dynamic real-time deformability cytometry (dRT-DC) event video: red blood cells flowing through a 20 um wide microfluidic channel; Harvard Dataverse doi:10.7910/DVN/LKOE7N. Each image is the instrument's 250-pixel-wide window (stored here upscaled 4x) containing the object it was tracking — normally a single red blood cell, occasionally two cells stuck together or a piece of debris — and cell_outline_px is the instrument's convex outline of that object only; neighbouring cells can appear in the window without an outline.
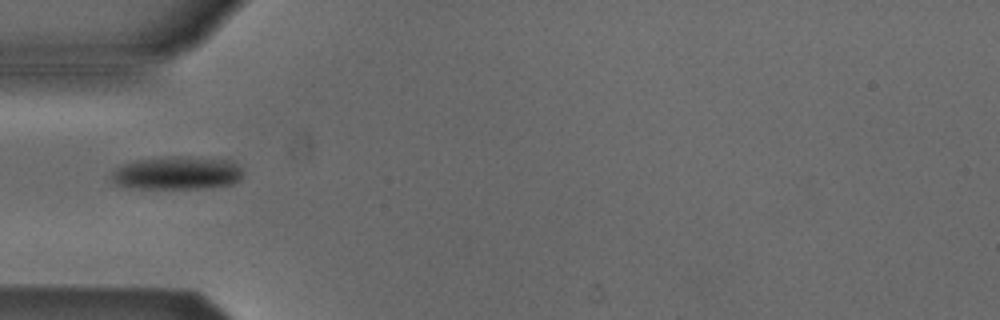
{"species": "Egyptian fruit bat (a non-hibernating species)", "species_latin": "Rousettus aegyptiacus", "temperature_condition": "cold", "stored_images_in_passage": 5, "camera_frame_rate_fps": 3000, "um_per_image_px": 0.085, "animal": {"sex": "male"}, "frame": {"image": 1, "passage_image": 2, "time_ms": 1.333, "image_size_px": [1000, 320], "cell_outline_px": [[240, 180], [232, 184], [204, 188], [140, 188], [112, 184], [108, 180], [108, 176], [116, 168], [124, 164], [136, 160], [176, 156], [180, 156], [228, 160], [236, 164], [240, 168]], "centroid_in_image_um": [14.97, 14.71], "position_along_channel_um": 70.0, "area_um2": 25.26}}
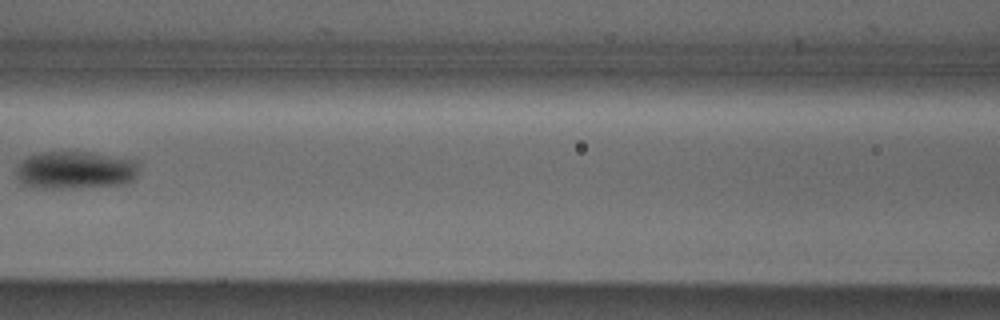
{"frame": {"image": 2, "passage_image": 4, "time_ms": 3.667, "image_size_px": [1000, 320], "cell_outline_px": [[140, 160], [136, 176], [128, 184], [76, 188], [40, 188], [24, 184], [16, 176], [16, 164], [20, 160], [28, 156], [40, 152], [92, 152]], "centroid_in_image_um": [6.43, 14.45], "position_along_channel_um": 160.2, "area_um2": 27.57}}
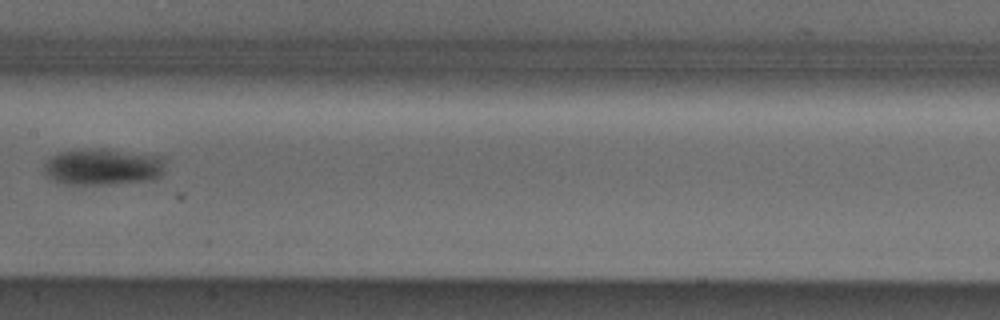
{"frame": {"image": 3, "passage_image": 5, "time_ms": 4.667, "image_size_px": [1000, 320], "cell_outline_px": [[164, 172], [160, 176], [152, 180], [104, 184], [64, 184], [52, 180], [44, 172], [44, 160], [48, 156], [60, 152], [76, 148], [108, 148], [164, 156]], "centroid_in_image_um": [8.72, 14.14], "position_along_channel_um": 198.7, "area_um2": 26.59}}